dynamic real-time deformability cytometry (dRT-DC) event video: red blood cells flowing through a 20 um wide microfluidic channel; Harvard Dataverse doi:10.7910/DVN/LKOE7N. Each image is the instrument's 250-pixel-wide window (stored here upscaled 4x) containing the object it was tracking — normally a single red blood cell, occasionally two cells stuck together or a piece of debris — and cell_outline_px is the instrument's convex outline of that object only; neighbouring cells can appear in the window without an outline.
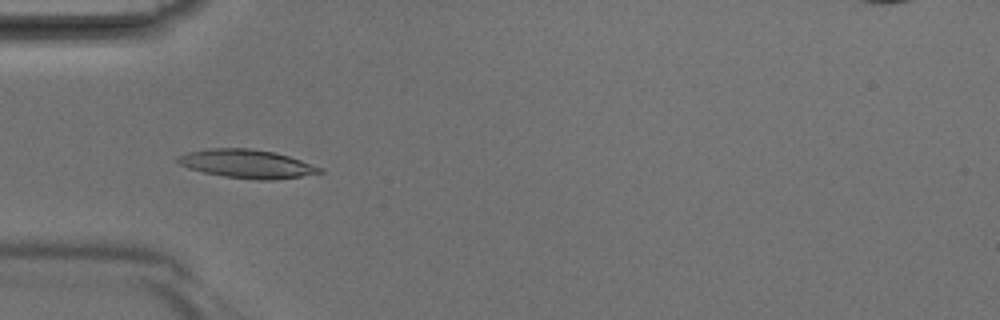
{"species": "Egyptian fruit bat (a non-hibernating species)", "species_latin": "Rousettus aegyptiacus", "temperature_condition": "room temperature", "stored_images_in_passage": 40, "camera_frame_rate_fps": 3000, "um_per_image_px": 0.085, "animal": {"sex": "male"}, "frame": {"image": 1, "passage_image": 12, "time_ms": 3.667, "image_size_px": [1000, 320], "cell_outline_px": [[324, 172], [300, 176], [272, 180], [256, 180], [224, 176], [204, 172], [188, 168], [180, 164], [176, 160], [180, 156], [188, 152], [208, 148], [252, 148], [276, 152], [324, 168]], "centroid_in_image_um": [21.01, 13.92], "position_along_channel_um": 64.0, "area_um2": 23.52}}
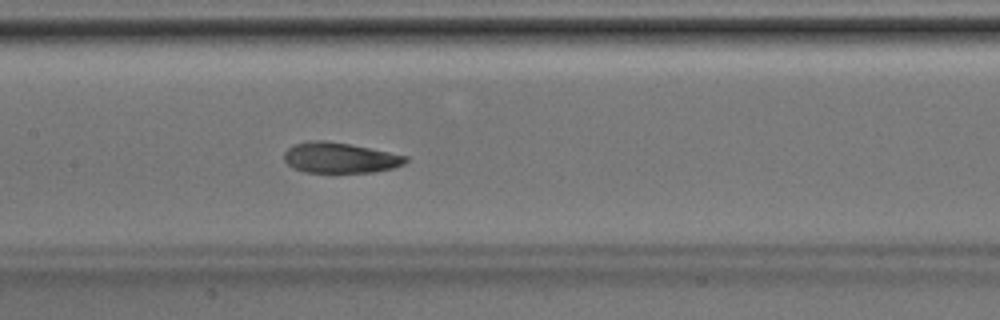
{"frame": {"image": 2, "passage_image": 19, "time_ms": 6.0, "image_size_px": [1000, 320], "cell_outline_px": [[408, 160], [404, 164], [392, 168], [372, 172], [304, 172], [292, 168], [284, 160], [284, 152], [288, 148], [296, 144], [308, 140], [324, 140], [348, 144], [408, 156]], "centroid_in_image_um": [28.86, 13.41], "position_along_channel_um": 178.5, "area_um2": 21.44}}
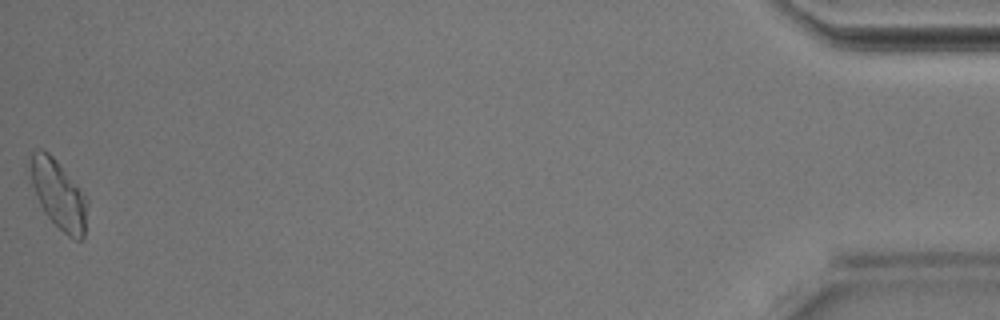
{"frame": {"image": 3, "passage_image": 40, "time_ms": 13.0, "image_size_px": [1000, 320], "cell_outline_px": [[88, 204], [84, 236], [80, 240], [76, 240], [68, 236], [44, 212], [36, 196], [32, 184], [28, 168], [32, 152], [36, 148], [40, 148], [48, 152], [56, 160], [88, 196]], "centroid_in_image_um": [4.99, 16.49], "position_along_channel_um": 430.2, "area_um2": 23.06}}